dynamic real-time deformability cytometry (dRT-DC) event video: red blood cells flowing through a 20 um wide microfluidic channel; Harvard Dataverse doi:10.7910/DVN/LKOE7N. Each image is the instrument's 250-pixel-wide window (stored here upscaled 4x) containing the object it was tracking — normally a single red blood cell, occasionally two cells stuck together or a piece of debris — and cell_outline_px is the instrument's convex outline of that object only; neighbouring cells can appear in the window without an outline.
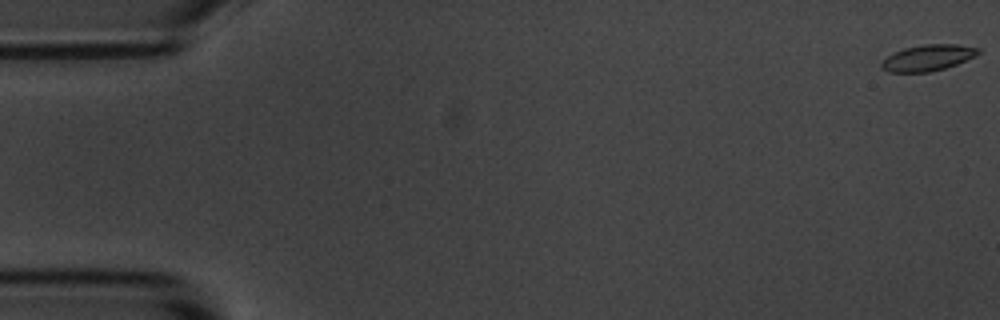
{"species": "common noctule bat (a hibernating species)", "species_latin": "Nyctalus noctula", "temperature_condition": "room temperature", "stored_images_in_passage": 5, "camera_frame_rate_fps": 3000, "um_per_image_px": 0.085, "animal": {"sex": "male", "body_mass_g": 20.1, "forearm_length_mm": 53.5}, "frame": {"image": 1, "passage_image": 1, "time_ms": 0.0, "image_size_px": [1000, 320], "cell_outline_px": [[980, 52], [976, 56], [956, 64], [944, 68], [928, 72], [888, 72], [880, 68], [880, 64], [888, 56], [904, 48], [924, 44], [956, 44], [980, 48]], "centroid_in_image_um": [78.88, 4.91], "position_along_channel_um": 6.1, "area_um2": 14.62}}
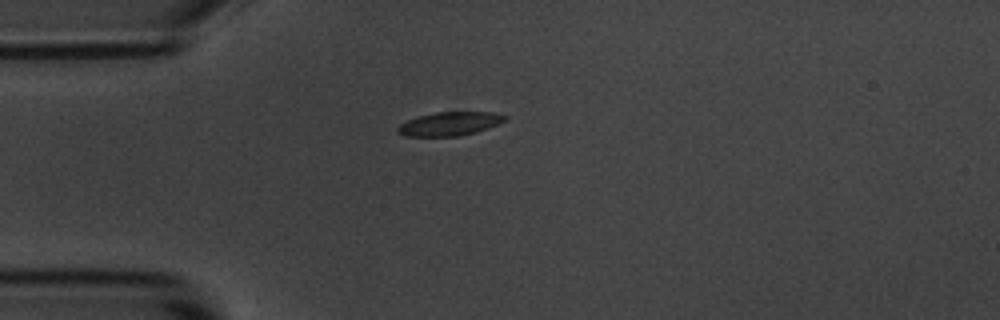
{"frame": {"image": 2, "passage_image": 5, "time_ms": 4.667, "image_size_px": [1000, 320], "cell_outline_px": [[508, 120], [488, 128], [476, 132], [460, 136], [404, 136], [396, 132], [396, 128], [400, 124], [408, 120], [420, 116], [436, 112], [492, 112], [508, 116]], "centroid_in_image_um": [38.24, 10.52], "position_along_channel_um": 46.8, "area_um2": 14.85}}